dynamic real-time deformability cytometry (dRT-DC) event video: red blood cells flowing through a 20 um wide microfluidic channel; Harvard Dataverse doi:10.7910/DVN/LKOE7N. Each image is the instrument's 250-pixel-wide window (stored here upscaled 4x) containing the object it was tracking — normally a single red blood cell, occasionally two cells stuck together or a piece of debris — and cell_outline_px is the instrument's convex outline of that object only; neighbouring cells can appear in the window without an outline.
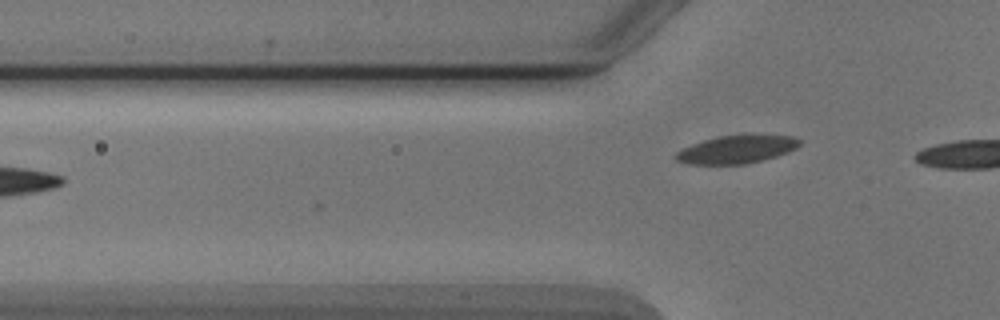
{"species": "Egyptian fruit bat (a non-hibernating species)", "species_latin": "Rousettus aegyptiacus", "temperature_condition": "cold", "stored_images_in_passage": 4, "camera_frame_rate_fps": 3000, "um_per_image_px": 0.085, "animal": {"sex": "male"}, "frame": {"image": 1, "passage_image": 4, "time_ms": 3.667, "image_size_px": [1000, 320], "cell_outline_px": [[800, 144], [796, 148], [788, 152], [764, 160], [744, 164], [688, 164], [676, 160], [672, 156], [676, 152], [692, 144], [704, 140], [720, 136], [792, 136], [800, 140]], "centroid_in_image_um": [62.57, 12.72], "position_along_channel_um": 63.2, "area_um2": 19.77}}